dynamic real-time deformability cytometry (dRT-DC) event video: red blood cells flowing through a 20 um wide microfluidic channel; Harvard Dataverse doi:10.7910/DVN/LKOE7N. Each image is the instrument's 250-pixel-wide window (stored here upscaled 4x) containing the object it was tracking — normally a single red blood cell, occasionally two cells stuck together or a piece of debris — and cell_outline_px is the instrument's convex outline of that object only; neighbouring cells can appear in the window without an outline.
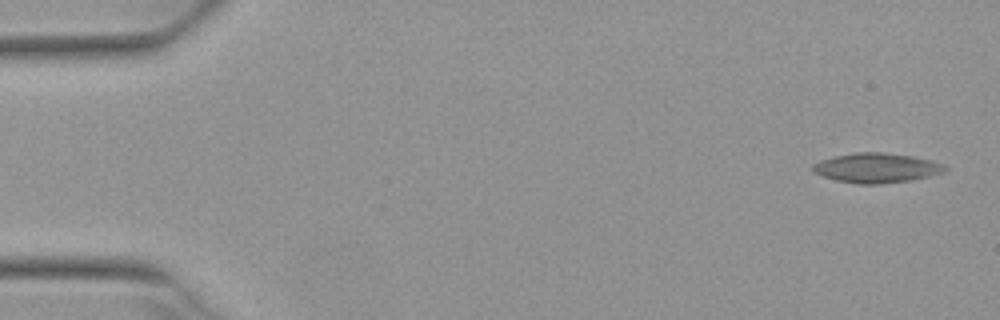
{"species": "Egyptian fruit bat (a non-hibernating species)", "species_latin": "Rousettus aegyptiacus", "temperature_condition": "warm", "stored_images_in_passage": 5, "camera_frame_rate_fps": 3000, "um_per_image_px": 0.085, "animal": {"sex": "female"}, "frame": {"image": 1, "passage_image": 1, "time_ms": 0.0, "image_size_px": [1000, 320], "cell_outline_px": [[948, 168], [944, 172], [912, 180], [880, 184], [856, 184], [836, 180], [812, 172], [812, 164], [820, 160], [832, 156], [852, 152], [884, 152], [912, 156], [932, 160], [944, 164]], "centroid_in_image_um": [74.49, 14.26], "position_along_channel_um": 10.5, "area_um2": 23.12}}